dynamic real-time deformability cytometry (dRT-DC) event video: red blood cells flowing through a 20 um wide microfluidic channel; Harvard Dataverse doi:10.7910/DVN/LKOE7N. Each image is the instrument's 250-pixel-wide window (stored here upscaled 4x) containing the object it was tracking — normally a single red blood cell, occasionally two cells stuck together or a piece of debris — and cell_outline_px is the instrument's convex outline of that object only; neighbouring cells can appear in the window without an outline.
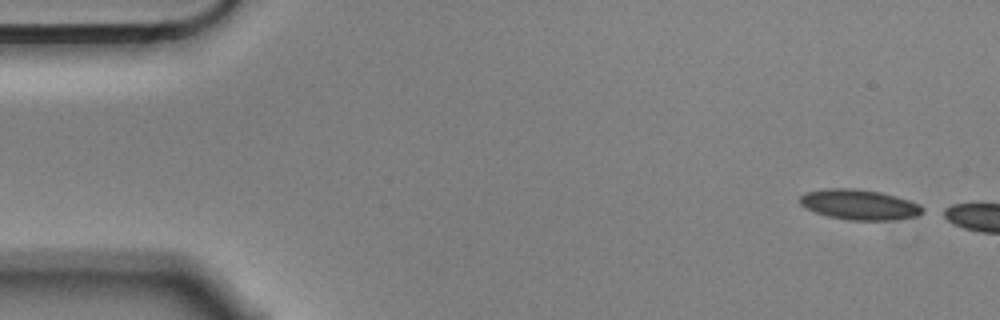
{"species": "Egyptian fruit bat (a non-hibernating species)", "species_latin": "Rousettus aegyptiacus", "temperature_condition": "cold", "stored_images_in_passage": 9, "camera_frame_rate_fps": 3000, "um_per_image_px": 0.085, "animal": {"sex": "male"}, "frame": {"image": 1, "passage_image": 1, "time_ms": 0.0, "image_size_px": [1000, 320], "cell_outline_px": [[928, 208], [924, 212], [916, 216], [888, 220], [852, 220], [828, 216], [816, 212], [800, 204], [800, 196], [804, 192], [828, 188], [852, 188], [880, 192], [896, 196], [920, 204]], "centroid_in_image_um": [73.08, 17.38], "position_along_channel_um": 11.9, "area_um2": 21.56}}